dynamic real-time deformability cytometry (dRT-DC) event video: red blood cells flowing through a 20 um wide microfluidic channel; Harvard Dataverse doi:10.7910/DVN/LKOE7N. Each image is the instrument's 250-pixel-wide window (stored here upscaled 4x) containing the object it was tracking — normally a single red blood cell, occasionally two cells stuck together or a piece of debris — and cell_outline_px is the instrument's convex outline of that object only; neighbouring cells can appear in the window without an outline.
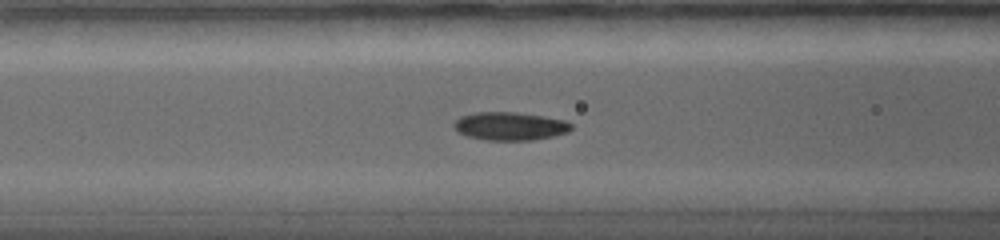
{"species": "common noctule bat (a hibernating species)", "species_latin": "Nyctalus noctula", "temperature_condition": "warm", "stored_images_in_passage": 19, "camera_frame_rate_fps": 5000, "um_per_image_px": 0.085, "animal": {"sex": "female", "body_mass_g": 19.0, "forearm_length_mm": 56.7}, "frame": {"image": 1, "passage_image": 7, "time_ms": 5.4, "image_size_px": [1000, 240], "cell_outline_px": [[572, 128], [568, 132], [552, 136], [532, 140], [484, 140], [468, 136], [456, 132], [452, 124], [460, 116], [476, 112], [516, 112], [544, 116], [564, 120], [572, 124]], "centroid_in_image_um": [43.31, 10.72], "position_along_channel_um": 123.3, "area_um2": 19.36}}
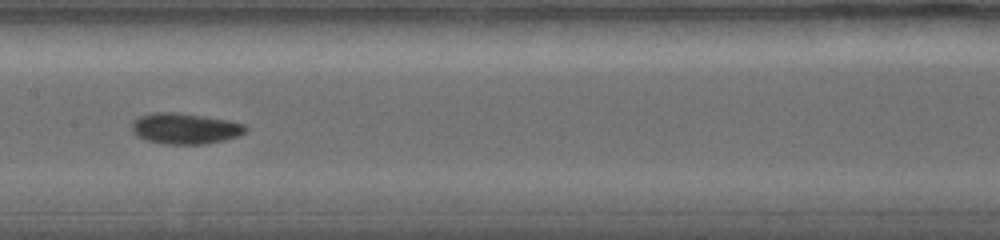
{"frame": {"image": 2, "passage_image": 9, "time_ms": 7.4, "image_size_px": [1000, 240], "cell_outline_px": [[248, 128], [244, 132], [236, 136], [224, 140], [204, 144], [160, 144], [144, 140], [136, 136], [132, 132], [132, 120], [140, 116], [152, 112], [176, 112], [228, 120], [244, 124]], "centroid_in_image_um": [15.66, 10.93], "position_along_channel_um": 191.7, "area_um2": 20.58}}
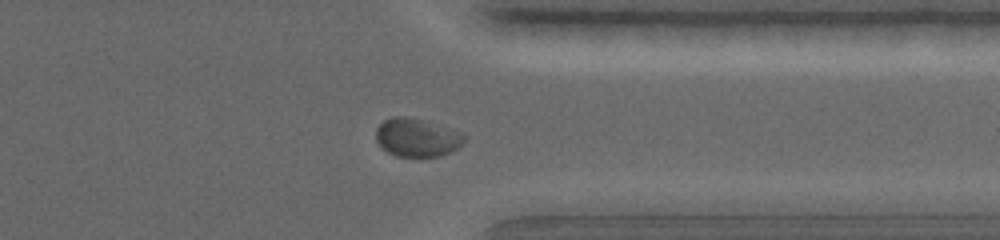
{"frame": {"image": 3, "passage_image": 15, "time_ms": 12.8, "image_size_px": [1000, 240], "cell_outline_px": [[468, 136], [452, 152], [440, 156], [396, 156], [388, 152], [376, 140], [376, 128], [384, 120], [392, 116], [404, 116], [428, 120], [464, 132]], "centroid_in_image_um": [35.49, 11.66], "position_along_channel_um": 375.9, "area_um2": 20.0}, "authors_computed_cell_mechanics": {"area_um2": 19.363, "velocity_mm_per_s": 3.4301, "shape_relaxation_time_tau1_ms": 3.8674, "shape_relaxation_time_tau2_ms": 2.1905, "deformation_change_tau1": 0.1153, "deformation_change_tau2": 0.0381}}